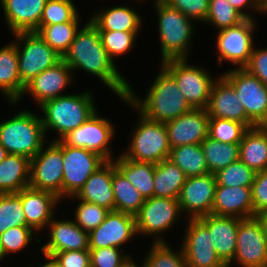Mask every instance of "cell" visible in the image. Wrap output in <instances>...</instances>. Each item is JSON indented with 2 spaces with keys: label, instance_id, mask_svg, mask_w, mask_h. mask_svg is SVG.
I'll return each instance as SVG.
<instances>
[{
  "label": "cell",
  "instance_id": "6da1fadb",
  "mask_svg": "<svg viewBox=\"0 0 267 267\" xmlns=\"http://www.w3.org/2000/svg\"><path fill=\"white\" fill-rule=\"evenodd\" d=\"M62 59L73 74L75 70L86 72L97 77L119 99L127 98L130 82L108 56L97 28L89 20L77 32Z\"/></svg>",
  "mask_w": 267,
  "mask_h": 267
},
{
  "label": "cell",
  "instance_id": "7a4b0ae2",
  "mask_svg": "<svg viewBox=\"0 0 267 267\" xmlns=\"http://www.w3.org/2000/svg\"><path fill=\"white\" fill-rule=\"evenodd\" d=\"M146 96L136 94L130 84L127 100L145 118L165 123L193 108L188 104L175 79L160 65ZM140 96V97H139Z\"/></svg>",
  "mask_w": 267,
  "mask_h": 267
},
{
  "label": "cell",
  "instance_id": "3957f363",
  "mask_svg": "<svg viewBox=\"0 0 267 267\" xmlns=\"http://www.w3.org/2000/svg\"><path fill=\"white\" fill-rule=\"evenodd\" d=\"M86 90L88 91L59 96L39 106L46 137L49 131L56 133L50 141L61 140L97 111L95 94L90 89Z\"/></svg>",
  "mask_w": 267,
  "mask_h": 267
},
{
  "label": "cell",
  "instance_id": "277c9868",
  "mask_svg": "<svg viewBox=\"0 0 267 267\" xmlns=\"http://www.w3.org/2000/svg\"><path fill=\"white\" fill-rule=\"evenodd\" d=\"M152 1L157 13L160 63L170 59H189L197 23L164 0Z\"/></svg>",
  "mask_w": 267,
  "mask_h": 267
},
{
  "label": "cell",
  "instance_id": "5b68a950",
  "mask_svg": "<svg viewBox=\"0 0 267 267\" xmlns=\"http://www.w3.org/2000/svg\"><path fill=\"white\" fill-rule=\"evenodd\" d=\"M47 140L40 115L31 109L25 108L0 120V144L8 154L23 155L31 160Z\"/></svg>",
  "mask_w": 267,
  "mask_h": 267
},
{
  "label": "cell",
  "instance_id": "8992f818",
  "mask_svg": "<svg viewBox=\"0 0 267 267\" xmlns=\"http://www.w3.org/2000/svg\"><path fill=\"white\" fill-rule=\"evenodd\" d=\"M122 102L132 107L137 113V122L132 127L130 141L125 147L126 149L120 153L133 161L159 163L168 159L171 146L167 136L166 126L162 122H156L145 118L140 114L127 100L121 98ZM128 147V148H127Z\"/></svg>",
  "mask_w": 267,
  "mask_h": 267
},
{
  "label": "cell",
  "instance_id": "52a82bcc",
  "mask_svg": "<svg viewBox=\"0 0 267 267\" xmlns=\"http://www.w3.org/2000/svg\"><path fill=\"white\" fill-rule=\"evenodd\" d=\"M188 60V58L170 59L163 61L160 65L175 79L183 96L193 109H205L211 87L218 76L211 75L209 69L203 65H193Z\"/></svg>",
  "mask_w": 267,
  "mask_h": 267
},
{
  "label": "cell",
  "instance_id": "ba28073f",
  "mask_svg": "<svg viewBox=\"0 0 267 267\" xmlns=\"http://www.w3.org/2000/svg\"><path fill=\"white\" fill-rule=\"evenodd\" d=\"M184 216L181 213L178 199L154 197L145 199L136 218V229L139 237H152L151 242H166L164 234L177 225Z\"/></svg>",
  "mask_w": 267,
  "mask_h": 267
},
{
  "label": "cell",
  "instance_id": "9c48e42d",
  "mask_svg": "<svg viewBox=\"0 0 267 267\" xmlns=\"http://www.w3.org/2000/svg\"><path fill=\"white\" fill-rule=\"evenodd\" d=\"M12 37L18 53L19 77L24 85L62 60L37 32H20Z\"/></svg>",
  "mask_w": 267,
  "mask_h": 267
},
{
  "label": "cell",
  "instance_id": "30bf717a",
  "mask_svg": "<svg viewBox=\"0 0 267 267\" xmlns=\"http://www.w3.org/2000/svg\"><path fill=\"white\" fill-rule=\"evenodd\" d=\"M256 20L245 19L236 26L216 31L218 34H215L214 52L217 53L218 66H222L223 61H228L227 63H231L234 68H244L256 43L254 34L259 26Z\"/></svg>",
  "mask_w": 267,
  "mask_h": 267
},
{
  "label": "cell",
  "instance_id": "8fae6325",
  "mask_svg": "<svg viewBox=\"0 0 267 267\" xmlns=\"http://www.w3.org/2000/svg\"><path fill=\"white\" fill-rule=\"evenodd\" d=\"M221 75L234 87L247 117L256 126L267 124V87L245 68L231 67Z\"/></svg>",
  "mask_w": 267,
  "mask_h": 267
},
{
  "label": "cell",
  "instance_id": "7c38bea8",
  "mask_svg": "<svg viewBox=\"0 0 267 267\" xmlns=\"http://www.w3.org/2000/svg\"><path fill=\"white\" fill-rule=\"evenodd\" d=\"M112 121L100 116L98 110L81 126L70 131L61 140L71 147L84 148L95 152L106 161L115 159L111 143L116 136Z\"/></svg>",
  "mask_w": 267,
  "mask_h": 267
},
{
  "label": "cell",
  "instance_id": "4fadbf2b",
  "mask_svg": "<svg viewBox=\"0 0 267 267\" xmlns=\"http://www.w3.org/2000/svg\"><path fill=\"white\" fill-rule=\"evenodd\" d=\"M62 140L50 141L31 159L29 187L49 191L62 201Z\"/></svg>",
  "mask_w": 267,
  "mask_h": 267
},
{
  "label": "cell",
  "instance_id": "5bb4252c",
  "mask_svg": "<svg viewBox=\"0 0 267 267\" xmlns=\"http://www.w3.org/2000/svg\"><path fill=\"white\" fill-rule=\"evenodd\" d=\"M63 180L62 200L75 196L90 175L106 160L99 154L84 148L71 147L62 141Z\"/></svg>",
  "mask_w": 267,
  "mask_h": 267
},
{
  "label": "cell",
  "instance_id": "9a60e30c",
  "mask_svg": "<svg viewBox=\"0 0 267 267\" xmlns=\"http://www.w3.org/2000/svg\"><path fill=\"white\" fill-rule=\"evenodd\" d=\"M233 265L267 267V242L256 216L239 219L235 255L227 267Z\"/></svg>",
  "mask_w": 267,
  "mask_h": 267
},
{
  "label": "cell",
  "instance_id": "2e32d148",
  "mask_svg": "<svg viewBox=\"0 0 267 267\" xmlns=\"http://www.w3.org/2000/svg\"><path fill=\"white\" fill-rule=\"evenodd\" d=\"M72 69L62 59L53 67L48 68L33 78L25 85L23 94L17 102H8L13 106H18L19 102L24 99V96L29 95L32 101L37 105H42L44 102L55 99L59 96L67 95L69 86H73L74 78ZM67 90V91H65Z\"/></svg>",
  "mask_w": 267,
  "mask_h": 267
},
{
  "label": "cell",
  "instance_id": "e0dca14e",
  "mask_svg": "<svg viewBox=\"0 0 267 267\" xmlns=\"http://www.w3.org/2000/svg\"><path fill=\"white\" fill-rule=\"evenodd\" d=\"M184 237L179 244L188 267H227L218 257L208 228L198 219H185Z\"/></svg>",
  "mask_w": 267,
  "mask_h": 267
},
{
  "label": "cell",
  "instance_id": "ac0fdd59",
  "mask_svg": "<svg viewBox=\"0 0 267 267\" xmlns=\"http://www.w3.org/2000/svg\"><path fill=\"white\" fill-rule=\"evenodd\" d=\"M216 185L215 176L211 173L186 177L178 197L182 215L189 219L211 214Z\"/></svg>",
  "mask_w": 267,
  "mask_h": 267
},
{
  "label": "cell",
  "instance_id": "d6986e66",
  "mask_svg": "<svg viewBox=\"0 0 267 267\" xmlns=\"http://www.w3.org/2000/svg\"><path fill=\"white\" fill-rule=\"evenodd\" d=\"M138 237L133 215L110 211L105 220L89 233V249L121 248Z\"/></svg>",
  "mask_w": 267,
  "mask_h": 267
},
{
  "label": "cell",
  "instance_id": "ffe728a7",
  "mask_svg": "<svg viewBox=\"0 0 267 267\" xmlns=\"http://www.w3.org/2000/svg\"><path fill=\"white\" fill-rule=\"evenodd\" d=\"M53 217L47 226L45 243L40 251L47 255L71 250H89V233L82 230L71 218Z\"/></svg>",
  "mask_w": 267,
  "mask_h": 267
},
{
  "label": "cell",
  "instance_id": "44dd1931",
  "mask_svg": "<svg viewBox=\"0 0 267 267\" xmlns=\"http://www.w3.org/2000/svg\"><path fill=\"white\" fill-rule=\"evenodd\" d=\"M210 118H222L244 123L248 128L256 125L247 117L244 106L234 87L220 74L214 81L205 108Z\"/></svg>",
  "mask_w": 267,
  "mask_h": 267
},
{
  "label": "cell",
  "instance_id": "7402d4cb",
  "mask_svg": "<svg viewBox=\"0 0 267 267\" xmlns=\"http://www.w3.org/2000/svg\"><path fill=\"white\" fill-rule=\"evenodd\" d=\"M209 119L206 109H192L165 122L171 148L201 144L208 137Z\"/></svg>",
  "mask_w": 267,
  "mask_h": 267
},
{
  "label": "cell",
  "instance_id": "603a6c76",
  "mask_svg": "<svg viewBox=\"0 0 267 267\" xmlns=\"http://www.w3.org/2000/svg\"><path fill=\"white\" fill-rule=\"evenodd\" d=\"M21 198L27 225L36 233H43L56 213L61 200L52 192L31 187L16 193Z\"/></svg>",
  "mask_w": 267,
  "mask_h": 267
},
{
  "label": "cell",
  "instance_id": "cb8c5ba5",
  "mask_svg": "<svg viewBox=\"0 0 267 267\" xmlns=\"http://www.w3.org/2000/svg\"><path fill=\"white\" fill-rule=\"evenodd\" d=\"M47 0H0L10 34L36 32Z\"/></svg>",
  "mask_w": 267,
  "mask_h": 267
},
{
  "label": "cell",
  "instance_id": "d4e9b609",
  "mask_svg": "<svg viewBox=\"0 0 267 267\" xmlns=\"http://www.w3.org/2000/svg\"><path fill=\"white\" fill-rule=\"evenodd\" d=\"M198 219L208 228L218 257L228 265L235 255L239 218L209 214Z\"/></svg>",
  "mask_w": 267,
  "mask_h": 267
},
{
  "label": "cell",
  "instance_id": "484cf974",
  "mask_svg": "<svg viewBox=\"0 0 267 267\" xmlns=\"http://www.w3.org/2000/svg\"><path fill=\"white\" fill-rule=\"evenodd\" d=\"M211 214L239 219L254 217L251 187H225L217 184Z\"/></svg>",
  "mask_w": 267,
  "mask_h": 267
},
{
  "label": "cell",
  "instance_id": "4316f807",
  "mask_svg": "<svg viewBox=\"0 0 267 267\" xmlns=\"http://www.w3.org/2000/svg\"><path fill=\"white\" fill-rule=\"evenodd\" d=\"M92 12L89 21L97 30L108 31H141L143 15L129 5L108 6ZM99 10V11H98Z\"/></svg>",
  "mask_w": 267,
  "mask_h": 267
},
{
  "label": "cell",
  "instance_id": "83f0119b",
  "mask_svg": "<svg viewBox=\"0 0 267 267\" xmlns=\"http://www.w3.org/2000/svg\"><path fill=\"white\" fill-rule=\"evenodd\" d=\"M113 160L106 161L93 172L75 197L81 201L94 203L114 211L112 188Z\"/></svg>",
  "mask_w": 267,
  "mask_h": 267
},
{
  "label": "cell",
  "instance_id": "f1b7e54d",
  "mask_svg": "<svg viewBox=\"0 0 267 267\" xmlns=\"http://www.w3.org/2000/svg\"><path fill=\"white\" fill-rule=\"evenodd\" d=\"M18 68V53L13 41L0 47V94L8 102H17L24 91Z\"/></svg>",
  "mask_w": 267,
  "mask_h": 267
},
{
  "label": "cell",
  "instance_id": "f546056e",
  "mask_svg": "<svg viewBox=\"0 0 267 267\" xmlns=\"http://www.w3.org/2000/svg\"><path fill=\"white\" fill-rule=\"evenodd\" d=\"M31 160L8 154L0 163V194L19 193L30 184Z\"/></svg>",
  "mask_w": 267,
  "mask_h": 267
},
{
  "label": "cell",
  "instance_id": "4dcf8cb0",
  "mask_svg": "<svg viewBox=\"0 0 267 267\" xmlns=\"http://www.w3.org/2000/svg\"><path fill=\"white\" fill-rule=\"evenodd\" d=\"M239 160L255 172L267 170V128H249L239 143Z\"/></svg>",
  "mask_w": 267,
  "mask_h": 267
},
{
  "label": "cell",
  "instance_id": "1f68e13d",
  "mask_svg": "<svg viewBox=\"0 0 267 267\" xmlns=\"http://www.w3.org/2000/svg\"><path fill=\"white\" fill-rule=\"evenodd\" d=\"M113 161L116 168L141 193L144 199L154 196L155 163L133 161L121 153Z\"/></svg>",
  "mask_w": 267,
  "mask_h": 267
},
{
  "label": "cell",
  "instance_id": "d6a6232c",
  "mask_svg": "<svg viewBox=\"0 0 267 267\" xmlns=\"http://www.w3.org/2000/svg\"><path fill=\"white\" fill-rule=\"evenodd\" d=\"M186 180L185 174L169 159L155 165L154 197L178 199Z\"/></svg>",
  "mask_w": 267,
  "mask_h": 267
},
{
  "label": "cell",
  "instance_id": "836d02e7",
  "mask_svg": "<svg viewBox=\"0 0 267 267\" xmlns=\"http://www.w3.org/2000/svg\"><path fill=\"white\" fill-rule=\"evenodd\" d=\"M80 16L81 14L79 13L69 22L39 26L36 32L52 49L63 57L69 50L75 35L83 26L81 25L83 23V18Z\"/></svg>",
  "mask_w": 267,
  "mask_h": 267
},
{
  "label": "cell",
  "instance_id": "e575fe53",
  "mask_svg": "<svg viewBox=\"0 0 267 267\" xmlns=\"http://www.w3.org/2000/svg\"><path fill=\"white\" fill-rule=\"evenodd\" d=\"M112 188L114 193V211L136 216L145 199L141 193L116 168L113 161Z\"/></svg>",
  "mask_w": 267,
  "mask_h": 267
},
{
  "label": "cell",
  "instance_id": "d590c367",
  "mask_svg": "<svg viewBox=\"0 0 267 267\" xmlns=\"http://www.w3.org/2000/svg\"><path fill=\"white\" fill-rule=\"evenodd\" d=\"M186 177L209 173L203 149L200 144L182 145L171 148L169 158Z\"/></svg>",
  "mask_w": 267,
  "mask_h": 267
},
{
  "label": "cell",
  "instance_id": "8d00e7d4",
  "mask_svg": "<svg viewBox=\"0 0 267 267\" xmlns=\"http://www.w3.org/2000/svg\"><path fill=\"white\" fill-rule=\"evenodd\" d=\"M200 145L211 174L239 160V144H225L207 137Z\"/></svg>",
  "mask_w": 267,
  "mask_h": 267
},
{
  "label": "cell",
  "instance_id": "74e56055",
  "mask_svg": "<svg viewBox=\"0 0 267 267\" xmlns=\"http://www.w3.org/2000/svg\"><path fill=\"white\" fill-rule=\"evenodd\" d=\"M36 233L29 226L11 227L0 235V262L4 264L3 260L12 254L19 255V252L25 253V249L36 240V244L42 242L41 238L38 239ZM37 236V237H36ZM1 266V265H0Z\"/></svg>",
  "mask_w": 267,
  "mask_h": 267
},
{
  "label": "cell",
  "instance_id": "f35d334b",
  "mask_svg": "<svg viewBox=\"0 0 267 267\" xmlns=\"http://www.w3.org/2000/svg\"><path fill=\"white\" fill-rule=\"evenodd\" d=\"M144 260L143 267H188L181 246L178 250L169 242H152Z\"/></svg>",
  "mask_w": 267,
  "mask_h": 267
},
{
  "label": "cell",
  "instance_id": "ab89813d",
  "mask_svg": "<svg viewBox=\"0 0 267 267\" xmlns=\"http://www.w3.org/2000/svg\"><path fill=\"white\" fill-rule=\"evenodd\" d=\"M102 45L107 50L108 56L115 63L123 55L134 51L138 36L142 31H108L98 30Z\"/></svg>",
  "mask_w": 267,
  "mask_h": 267
},
{
  "label": "cell",
  "instance_id": "60d3db41",
  "mask_svg": "<svg viewBox=\"0 0 267 267\" xmlns=\"http://www.w3.org/2000/svg\"><path fill=\"white\" fill-rule=\"evenodd\" d=\"M246 18L238 12L228 0H210L209 11L205 25L216 28L217 31L236 26Z\"/></svg>",
  "mask_w": 267,
  "mask_h": 267
},
{
  "label": "cell",
  "instance_id": "b9f144b4",
  "mask_svg": "<svg viewBox=\"0 0 267 267\" xmlns=\"http://www.w3.org/2000/svg\"><path fill=\"white\" fill-rule=\"evenodd\" d=\"M68 200H78L77 205H75L73 213V221L84 231L90 233L95 228H97L106 218L107 214L110 212L106 207L89 203L86 201H81L75 196L67 198Z\"/></svg>",
  "mask_w": 267,
  "mask_h": 267
},
{
  "label": "cell",
  "instance_id": "7bdbcfd3",
  "mask_svg": "<svg viewBox=\"0 0 267 267\" xmlns=\"http://www.w3.org/2000/svg\"><path fill=\"white\" fill-rule=\"evenodd\" d=\"M18 226H28L21 198L16 193L0 194V235Z\"/></svg>",
  "mask_w": 267,
  "mask_h": 267
},
{
  "label": "cell",
  "instance_id": "ee69618b",
  "mask_svg": "<svg viewBox=\"0 0 267 267\" xmlns=\"http://www.w3.org/2000/svg\"><path fill=\"white\" fill-rule=\"evenodd\" d=\"M255 175L256 172L240 160L214 174L216 183L225 187H251Z\"/></svg>",
  "mask_w": 267,
  "mask_h": 267
},
{
  "label": "cell",
  "instance_id": "f6af8a7d",
  "mask_svg": "<svg viewBox=\"0 0 267 267\" xmlns=\"http://www.w3.org/2000/svg\"><path fill=\"white\" fill-rule=\"evenodd\" d=\"M248 129L241 122L222 118H210L208 137L225 144H239Z\"/></svg>",
  "mask_w": 267,
  "mask_h": 267
},
{
  "label": "cell",
  "instance_id": "bcb514c9",
  "mask_svg": "<svg viewBox=\"0 0 267 267\" xmlns=\"http://www.w3.org/2000/svg\"><path fill=\"white\" fill-rule=\"evenodd\" d=\"M73 0H47L39 26L72 21L80 12Z\"/></svg>",
  "mask_w": 267,
  "mask_h": 267
},
{
  "label": "cell",
  "instance_id": "7dc6e473",
  "mask_svg": "<svg viewBox=\"0 0 267 267\" xmlns=\"http://www.w3.org/2000/svg\"><path fill=\"white\" fill-rule=\"evenodd\" d=\"M91 267H119L131 252L116 247L89 249Z\"/></svg>",
  "mask_w": 267,
  "mask_h": 267
},
{
  "label": "cell",
  "instance_id": "c3c4849f",
  "mask_svg": "<svg viewBox=\"0 0 267 267\" xmlns=\"http://www.w3.org/2000/svg\"><path fill=\"white\" fill-rule=\"evenodd\" d=\"M171 7L179 10L185 16L193 19L197 24L206 20L210 0H164Z\"/></svg>",
  "mask_w": 267,
  "mask_h": 267
},
{
  "label": "cell",
  "instance_id": "681fc988",
  "mask_svg": "<svg viewBox=\"0 0 267 267\" xmlns=\"http://www.w3.org/2000/svg\"><path fill=\"white\" fill-rule=\"evenodd\" d=\"M255 46L254 44L249 61L244 68L267 87V47Z\"/></svg>",
  "mask_w": 267,
  "mask_h": 267
},
{
  "label": "cell",
  "instance_id": "f907efd6",
  "mask_svg": "<svg viewBox=\"0 0 267 267\" xmlns=\"http://www.w3.org/2000/svg\"><path fill=\"white\" fill-rule=\"evenodd\" d=\"M254 216L267 210V170L256 172L251 186Z\"/></svg>",
  "mask_w": 267,
  "mask_h": 267
},
{
  "label": "cell",
  "instance_id": "816d5d0a",
  "mask_svg": "<svg viewBox=\"0 0 267 267\" xmlns=\"http://www.w3.org/2000/svg\"><path fill=\"white\" fill-rule=\"evenodd\" d=\"M60 267H91L89 250H71L54 253Z\"/></svg>",
  "mask_w": 267,
  "mask_h": 267
},
{
  "label": "cell",
  "instance_id": "f5cc1de1",
  "mask_svg": "<svg viewBox=\"0 0 267 267\" xmlns=\"http://www.w3.org/2000/svg\"><path fill=\"white\" fill-rule=\"evenodd\" d=\"M228 1L246 19H256L254 17L256 13L259 15L261 14L256 0H228Z\"/></svg>",
  "mask_w": 267,
  "mask_h": 267
},
{
  "label": "cell",
  "instance_id": "db71d44e",
  "mask_svg": "<svg viewBox=\"0 0 267 267\" xmlns=\"http://www.w3.org/2000/svg\"><path fill=\"white\" fill-rule=\"evenodd\" d=\"M41 255L44 256L43 259H45V260H43L44 262L41 263L39 266L37 265V267H60V265L58 264V262L56 261V259L53 256L47 255L45 253H43ZM29 267H32V265H29Z\"/></svg>",
  "mask_w": 267,
  "mask_h": 267
},
{
  "label": "cell",
  "instance_id": "11a10c76",
  "mask_svg": "<svg viewBox=\"0 0 267 267\" xmlns=\"http://www.w3.org/2000/svg\"><path fill=\"white\" fill-rule=\"evenodd\" d=\"M119 267H143L142 262L139 264L133 259L132 255H129L120 265Z\"/></svg>",
  "mask_w": 267,
  "mask_h": 267
},
{
  "label": "cell",
  "instance_id": "9f6ffc18",
  "mask_svg": "<svg viewBox=\"0 0 267 267\" xmlns=\"http://www.w3.org/2000/svg\"><path fill=\"white\" fill-rule=\"evenodd\" d=\"M256 217L259 219L262 228H263V232H264V236H265V240L267 242V210L261 212L260 214L256 215Z\"/></svg>",
  "mask_w": 267,
  "mask_h": 267
},
{
  "label": "cell",
  "instance_id": "6f0895ef",
  "mask_svg": "<svg viewBox=\"0 0 267 267\" xmlns=\"http://www.w3.org/2000/svg\"><path fill=\"white\" fill-rule=\"evenodd\" d=\"M261 15L267 14V0H256Z\"/></svg>",
  "mask_w": 267,
  "mask_h": 267
},
{
  "label": "cell",
  "instance_id": "680465c9",
  "mask_svg": "<svg viewBox=\"0 0 267 267\" xmlns=\"http://www.w3.org/2000/svg\"><path fill=\"white\" fill-rule=\"evenodd\" d=\"M8 155L6 149L0 144V163L5 159Z\"/></svg>",
  "mask_w": 267,
  "mask_h": 267
},
{
  "label": "cell",
  "instance_id": "91938a15",
  "mask_svg": "<svg viewBox=\"0 0 267 267\" xmlns=\"http://www.w3.org/2000/svg\"><path fill=\"white\" fill-rule=\"evenodd\" d=\"M135 1H136V0H135ZM137 1H139V2H141V1H142V2H144V3H145V1H146V0H145V1H144V0H137ZM151 1H152V0H151Z\"/></svg>",
  "mask_w": 267,
  "mask_h": 267
}]
</instances>
